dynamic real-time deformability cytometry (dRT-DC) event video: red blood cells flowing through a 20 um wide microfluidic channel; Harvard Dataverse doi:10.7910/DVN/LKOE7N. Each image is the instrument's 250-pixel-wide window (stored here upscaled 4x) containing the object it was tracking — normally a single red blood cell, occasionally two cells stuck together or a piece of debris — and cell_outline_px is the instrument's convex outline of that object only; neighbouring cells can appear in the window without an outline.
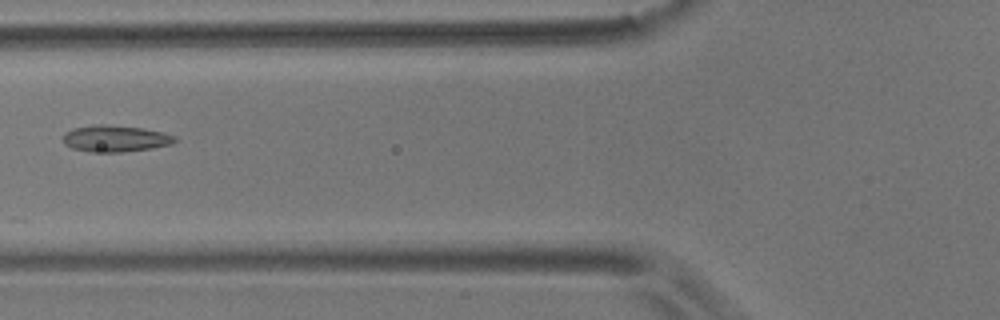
{"species": "common noctule bat (a hibernating species)", "species_latin": "Nyctalus noctula", "temperature_condition": "room temperature", "stored_images_in_passage": 10, "camera_frame_rate_fps": 3000, "um_per_image_px": 0.085, "animal": {"sex": "male", "body_mass_g": 17.9}, "frame": {"image": 1, "passage_image": 5, "time_ms": 5.667, "image_size_px": [1000, 320], "cell_outline_px": [[176, 140], [172, 144], [152, 148], [124, 152], [92, 152], [72, 148], [64, 144], [64, 132], [72, 128], [92, 124], [104, 124], [144, 128], [164, 132], [176, 136]], "centroid_in_image_um": [9.8, 11.77], "position_along_channel_um": 116.0, "area_um2": 17.51}}
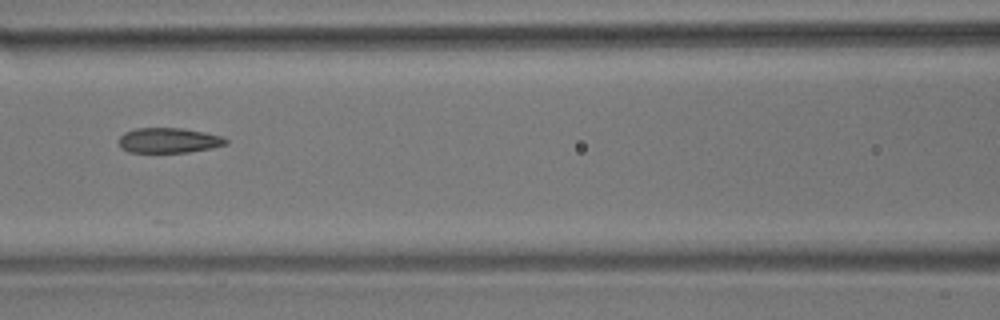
{"frame": {"image": 2, "passage_image": 6, "time_ms": 6.667, "image_size_px": [1000, 320], "cell_outline_px": [[228, 144], [212, 148], [188, 152], [128, 152], [120, 148], [120, 136], [124, 132], [136, 128], [184, 128], [224, 136], [228, 140]], "centroid_in_image_um": [14.37, 11.93], "position_along_channel_um": 152.2, "area_um2": 15.78}}
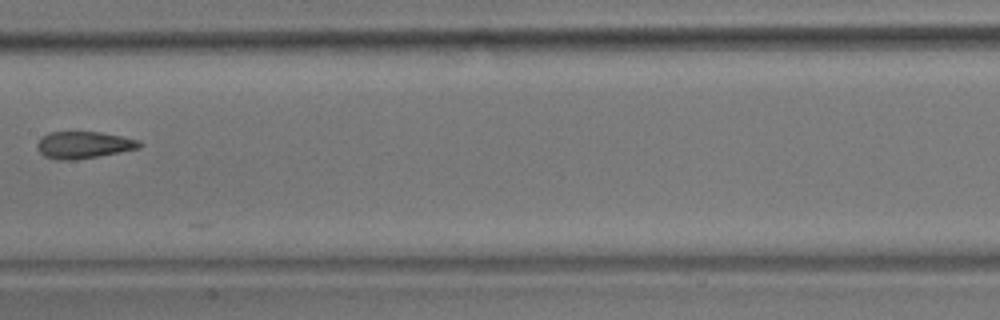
{"frame": {"image": 3, "passage_image": 7, "time_ms": 8.0, "image_size_px": [1000, 320], "cell_outline_px": [[144, 144], [140, 148], [120, 152], [76, 160], [60, 160], [44, 156], [36, 148], [36, 144], [48, 132], [100, 132], [140, 140]], "centroid_in_image_um": [7.13, 12.32], "position_along_channel_um": 200.3, "area_um2": 16.07}}